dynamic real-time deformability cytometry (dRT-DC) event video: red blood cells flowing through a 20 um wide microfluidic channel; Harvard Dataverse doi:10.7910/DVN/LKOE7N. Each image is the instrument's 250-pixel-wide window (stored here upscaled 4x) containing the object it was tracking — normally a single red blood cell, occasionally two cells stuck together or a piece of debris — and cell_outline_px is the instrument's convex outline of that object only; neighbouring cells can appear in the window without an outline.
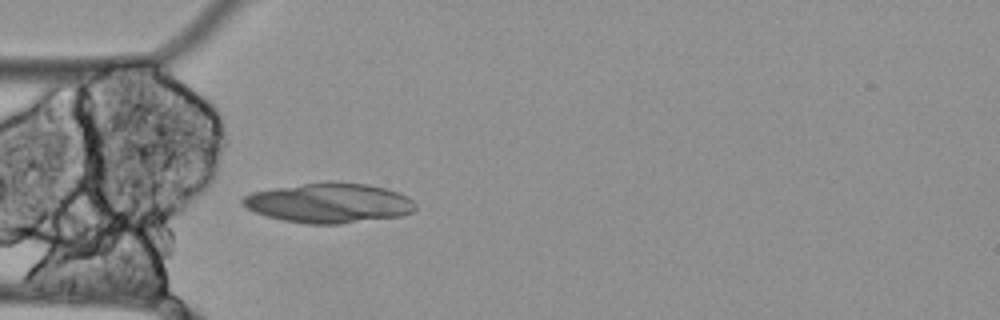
{"species": "Egyptian fruit bat (a non-hibernating species)", "species_latin": "Rousettus aegyptiacus", "temperature_condition": "cold", "stored_images_in_passage": 40, "camera_frame_rate_fps": 3000, "um_per_image_px": 0.085, "animal": {"sex": "female"}, "frame": {"image": 1, "passage_image": 9, "time_ms": 2.667, "image_size_px": [1000, 320], "cell_outline_px": [[416, 208], [412, 212], [404, 216], [340, 224], [304, 224], [264, 216], [248, 208], [240, 200], [244, 196], [252, 192], [276, 188], [332, 180], [368, 184], [400, 192], [408, 196], [416, 204]], "centroid_in_image_um": [28.02, 17.25], "position_along_channel_um": 57.0, "area_um2": 40.4}}
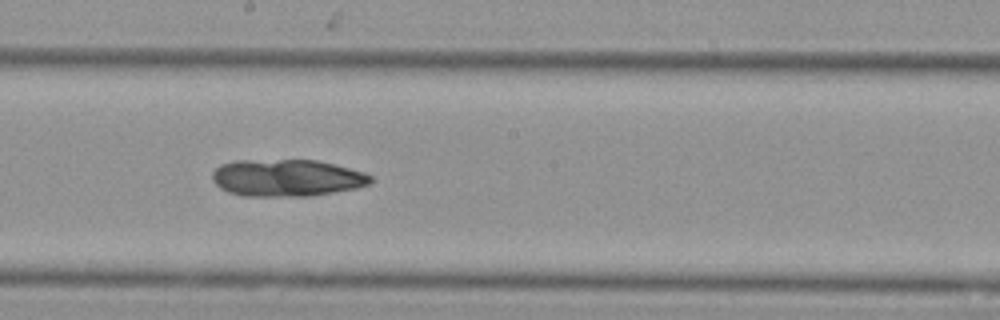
{"frame": {"image": 2, "passage_image": 23, "time_ms": 7.333, "image_size_px": [1000, 320], "cell_outline_px": [[372, 180], [368, 184], [356, 188], [312, 196], [244, 196], [228, 192], [220, 188], [212, 180], [212, 172], [220, 164], [236, 160], [316, 160], [364, 172], [372, 176]], "centroid_in_image_um": [24.34, 15.12], "position_along_channel_um": 223.9, "area_um2": 34.22}}
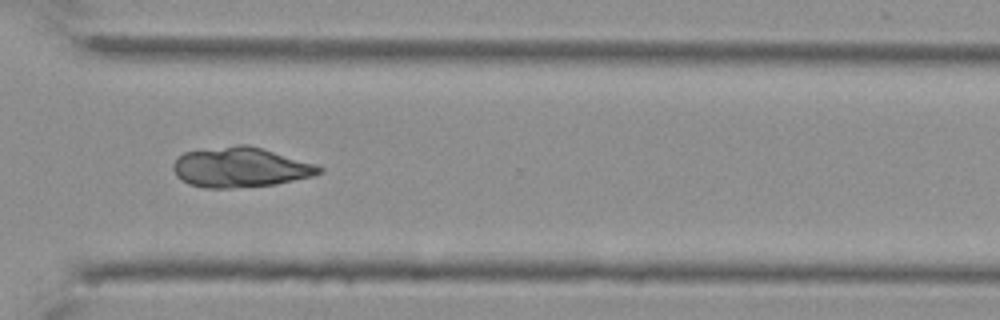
{"frame": {"image": 3, "passage_image": 34, "time_ms": 11.0, "image_size_px": [1000, 320], "cell_outline_px": [[324, 172], [312, 176], [276, 184], [232, 188], [204, 188], [188, 184], [176, 176], [172, 168], [172, 164], [184, 152], [236, 144], [248, 144], [316, 164], [324, 168]], "centroid_in_image_um": [20.43, 14.22], "position_along_channel_um": 350.2, "area_um2": 34.1}}